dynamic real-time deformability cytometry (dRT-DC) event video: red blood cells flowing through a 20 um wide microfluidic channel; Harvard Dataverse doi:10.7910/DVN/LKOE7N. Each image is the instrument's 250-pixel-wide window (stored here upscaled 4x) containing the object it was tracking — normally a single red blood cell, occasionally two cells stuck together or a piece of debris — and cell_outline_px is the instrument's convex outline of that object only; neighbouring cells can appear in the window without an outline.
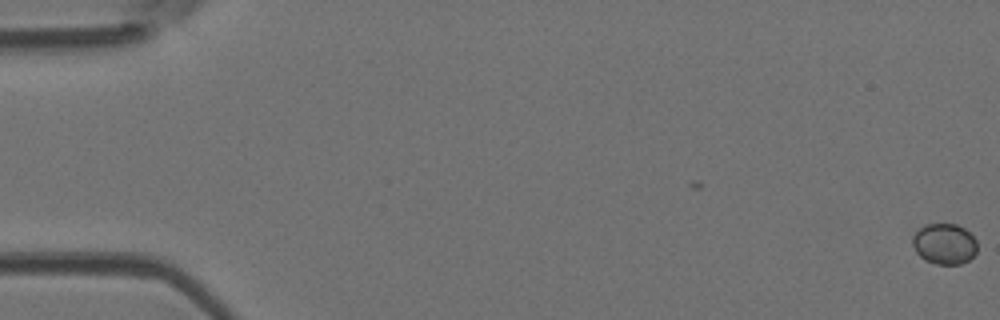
{"species": "Egyptian fruit bat (a non-hibernating species)", "species_latin": "Rousettus aegyptiacus", "temperature_condition": "room temperature", "stored_images_in_passage": 45, "camera_frame_rate_fps": 3000, "um_per_image_px": 0.085, "animal": {"sex": "female"}, "frame": {"image": 1, "passage_image": 1, "time_ms": 0.0, "image_size_px": [1000, 320], "cell_outline_px": [[976, 252], [968, 260], [960, 264], [936, 264], [924, 260], [916, 252], [912, 244], [912, 236], [924, 224], [956, 224], [964, 228], [976, 240]], "centroid_in_image_um": [80.25, 20.73], "position_along_channel_um": 4.8, "area_um2": 15.32}}
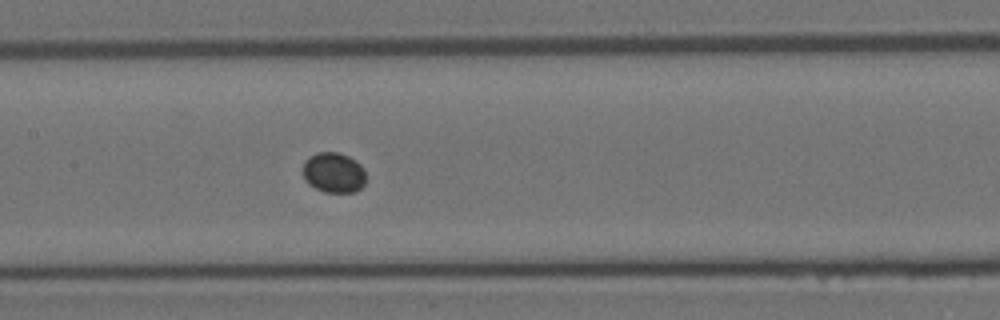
{"frame": {"image": 2, "passage_image": 26, "time_ms": 8.333, "image_size_px": [1000, 320], "cell_outline_px": [[364, 184], [356, 192], [324, 192], [308, 184], [304, 180], [304, 160], [316, 152], [336, 152], [348, 156], [356, 160], [364, 168]], "centroid_in_image_um": [28.36, 14.67], "position_along_channel_um": 179.0, "area_um2": 14.8}}
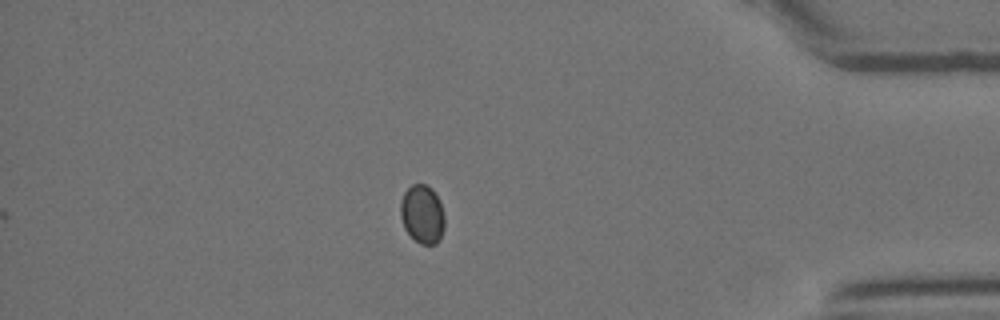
{"frame": {"image": 3, "passage_image": 45, "time_ms": 14.667, "image_size_px": [1000, 320], "cell_outline_px": [[444, 228], [440, 240], [436, 244], [420, 244], [404, 228], [400, 216], [400, 204], [404, 192], [412, 184], [424, 184], [432, 188], [440, 200], [444, 216]], "centroid_in_image_um": [35.9, 18.2], "position_along_channel_um": 399.3, "area_um2": 15.14}}